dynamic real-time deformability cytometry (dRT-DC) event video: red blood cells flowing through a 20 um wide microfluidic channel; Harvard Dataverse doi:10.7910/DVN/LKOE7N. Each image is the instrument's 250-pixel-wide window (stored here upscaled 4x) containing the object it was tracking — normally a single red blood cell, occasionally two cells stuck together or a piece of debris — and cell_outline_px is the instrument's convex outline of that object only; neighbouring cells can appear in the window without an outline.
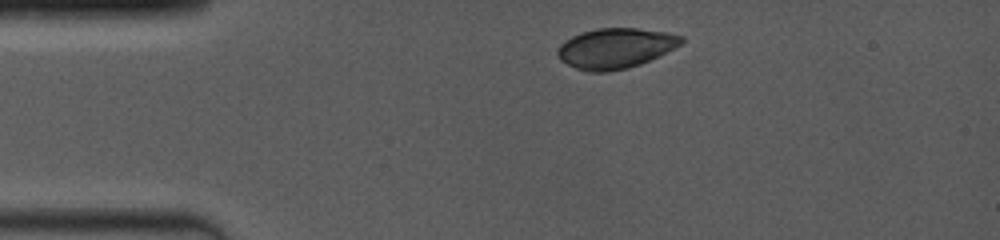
{"species": "common noctule bat (a hibernating species)", "species_latin": "Nyctalus noctula", "temperature_condition": "room temperature", "stored_images_in_passage": 2, "camera_frame_rate_fps": 4000, "um_per_image_px": 0.085, "animal": {"sex": "female", "body_mass_g": 19.0, "forearm_length_mm": 53.3}, "frame": {"image": 1, "passage_image": 1, "time_ms": 0.0, "image_size_px": [1000, 240], "cell_outline_px": [[684, 40], [680, 44], [640, 64], [628, 68], [608, 72], [588, 72], [576, 68], [560, 60], [556, 52], [560, 44], [572, 36], [596, 28], [636, 28], [668, 32], [684, 36]], "centroid_in_image_um": [52.29, 4.1], "position_along_channel_um": 32.7, "area_um2": 28.78}}